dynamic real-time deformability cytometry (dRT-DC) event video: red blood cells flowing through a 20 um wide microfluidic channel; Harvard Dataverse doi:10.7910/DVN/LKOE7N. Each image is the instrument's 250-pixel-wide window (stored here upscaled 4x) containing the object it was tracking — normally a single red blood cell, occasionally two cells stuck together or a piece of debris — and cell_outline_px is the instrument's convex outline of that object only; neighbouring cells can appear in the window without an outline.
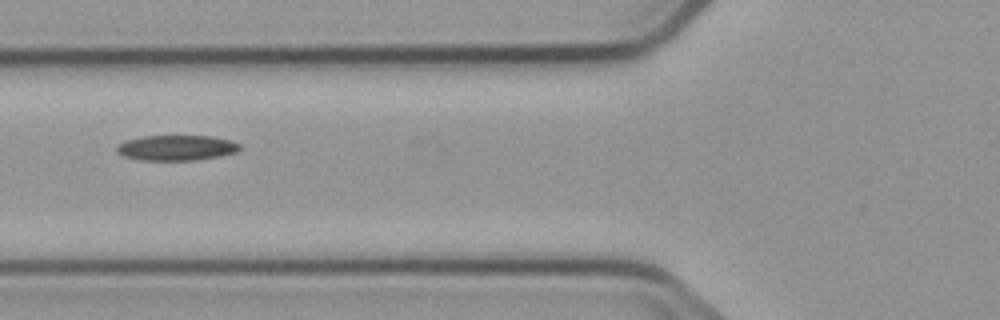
{"species": "common noctule bat (a hibernating species)", "species_latin": "Nyctalus noctula", "temperature_condition": "cold", "stored_images_in_passage": 8, "camera_frame_rate_fps": 3000, "um_per_image_px": 0.085, "animal": {"sex": "male", "body_mass_g": 23.1, "forearm_length_mm": 52.7}, "frame": {"image": 1, "passage_image": 6, "time_ms": 6.0, "image_size_px": [1000, 320], "cell_outline_px": [[240, 148], [236, 152], [220, 156], [196, 160], [140, 160], [124, 156], [116, 152], [116, 148], [120, 144], [128, 140], [144, 136], [212, 136], [232, 140], [240, 144]], "centroid_in_image_um": [15.03, 12.56], "position_along_channel_um": 110.8, "area_um2": 18.09}}
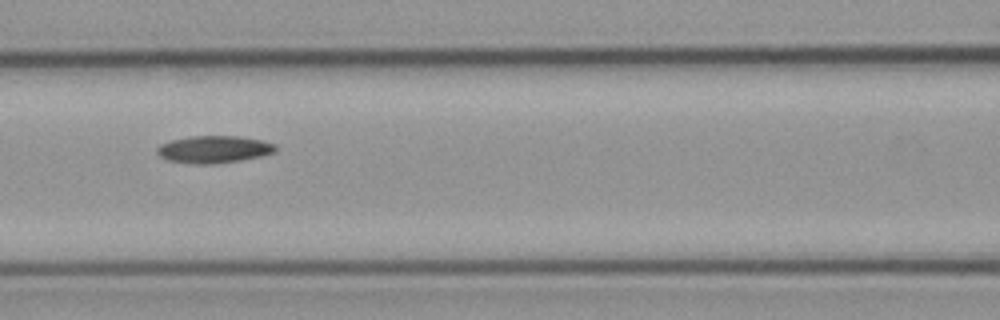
{"frame": {"image": 2, "passage_image": 7, "time_ms": 7.0, "image_size_px": [1000, 320], "cell_outline_px": [[276, 152], [260, 156], [240, 160], [208, 164], [192, 164], [168, 160], [160, 156], [156, 152], [156, 148], [160, 144], [172, 140], [188, 136], [240, 136], [260, 140], [276, 144]], "centroid_in_image_um": [18.16, 12.69], "position_along_channel_um": 148.4, "area_um2": 18.79}}
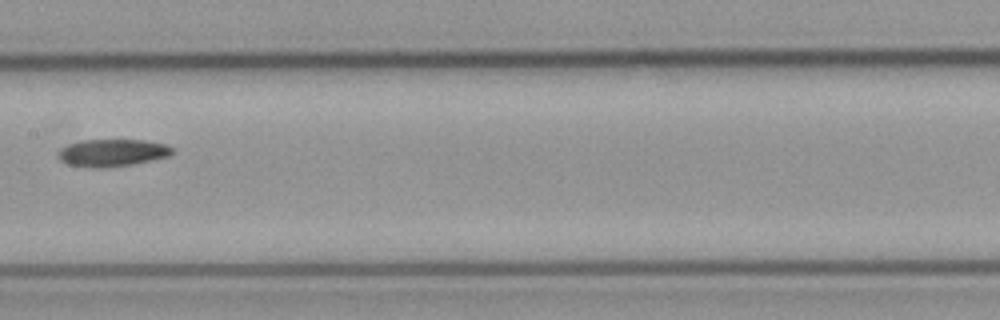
{"frame": {"image": 3, "passage_image": 8, "time_ms": 8.333, "image_size_px": [1000, 320], "cell_outline_px": [[172, 152], [168, 156], [152, 160], [132, 164], [104, 168], [96, 168], [68, 164], [60, 160], [56, 156], [56, 152], [60, 148], [68, 144], [84, 140], [144, 140], [164, 144], [172, 148]], "centroid_in_image_um": [9.48, 12.98], "position_along_channel_um": 197.9, "area_um2": 18.09}}